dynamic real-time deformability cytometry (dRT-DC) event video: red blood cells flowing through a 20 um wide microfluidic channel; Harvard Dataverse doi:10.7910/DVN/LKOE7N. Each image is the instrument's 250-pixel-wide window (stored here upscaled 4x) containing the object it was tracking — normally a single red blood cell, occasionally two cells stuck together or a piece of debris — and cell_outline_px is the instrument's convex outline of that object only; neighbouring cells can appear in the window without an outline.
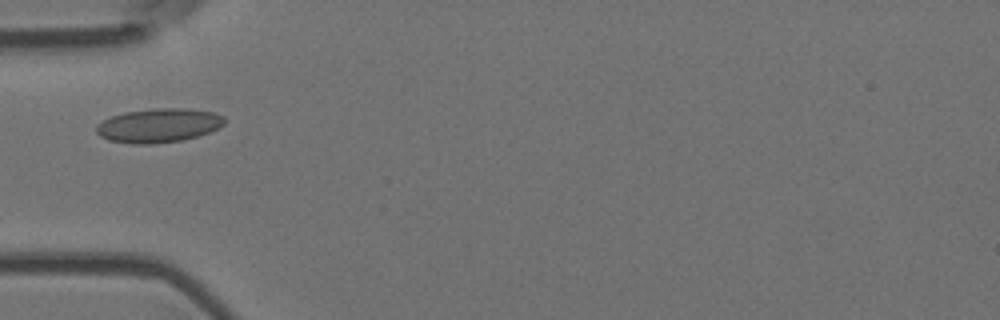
{"species": "Egyptian fruit bat (a non-hibernating species)", "species_latin": "Rousettus aegyptiacus", "temperature_condition": "room temperature", "stored_images_in_passage": 6, "camera_frame_rate_fps": 3000, "um_per_image_px": 0.085, "animal": {"sex": "female"}, "frame": {"image": 1, "passage_image": 3, "time_ms": 0.667, "image_size_px": [1000, 320], "cell_outline_px": [[224, 124], [208, 132], [184, 140], [152, 144], [132, 144], [108, 140], [100, 136], [96, 132], [96, 124], [112, 116], [124, 112], [156, 108], [188, 108], [216, 112], [224, 116]], "centroid_in_image_um": [13.47, 10.66], "position_along_channel_um": 71.5, "area_um2": 25.49}}
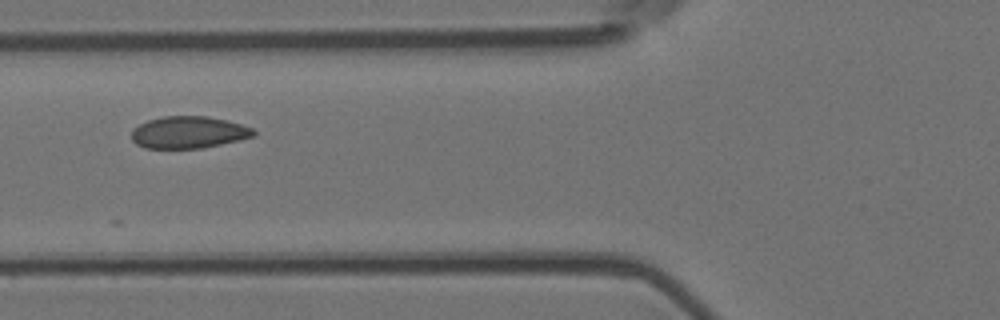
{"frame": {"image": 2, "passage_image": 4, "time_ms": 1.0, "image_size_px": [1000, 320], "cell_outline_px": [[256, 136], [240, 140], [200, 148], [144, 148], [136, 144], [132, 140], [132, 128], [148, 120], [164, 116], [208, 116], [228, 120], [252, 128], [256, 132]], "centroid_in_image_um": [16.04, 11.24], "position_along_channel_um": 109.8, "area_um2": 22.83}}
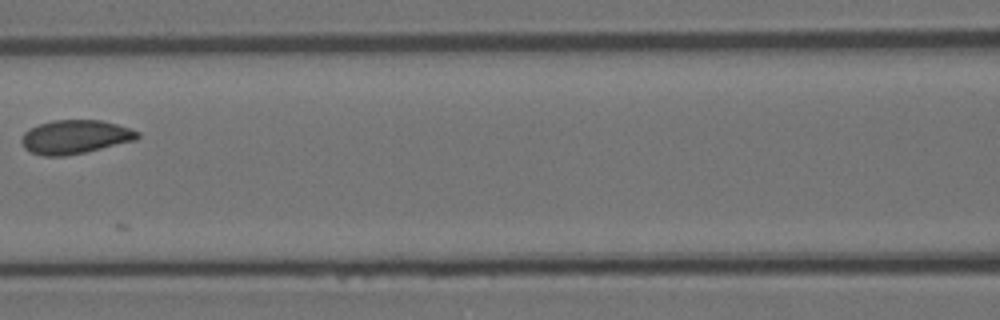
{"frame": {"image": 3, "passage_image": 5, "time_ms": 1.333, "image_size_px": [1000, 320], "cell_outline_px": [[140, 136], [136, 140], [84, 152], [64, 156], [44, 156], [32, 152], [24, 148], [20, 140], [24, 132], [40, 124], [52, 120], [100, 120], [116, 124], [140, 132]], "centroid_in_image_um": [6.37, 11.63], "position_along_channel_um": 160.2, "area_um2": 22.6}}